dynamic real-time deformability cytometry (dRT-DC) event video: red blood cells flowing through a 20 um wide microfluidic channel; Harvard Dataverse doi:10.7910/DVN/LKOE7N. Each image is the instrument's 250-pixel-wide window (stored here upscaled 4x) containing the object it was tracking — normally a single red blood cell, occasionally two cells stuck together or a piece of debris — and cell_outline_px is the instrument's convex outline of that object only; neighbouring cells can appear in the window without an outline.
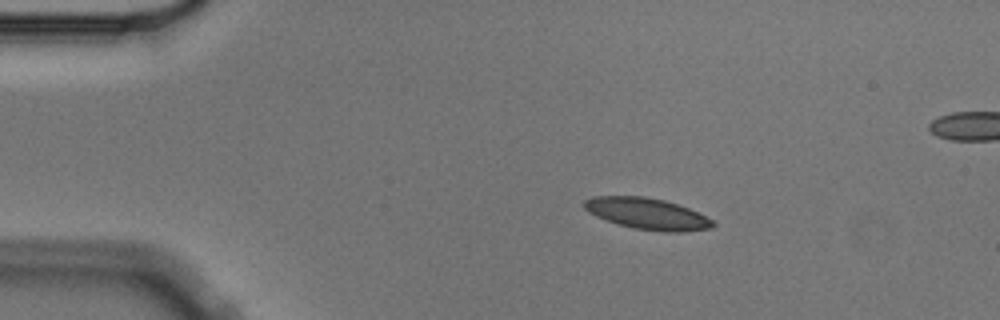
{"species": "Egyptian fruit bat (a non-hibernating species)", "species_latin": "Rousettus aegyptiacus", "temperature_condition": "cold", "stored_images_in_passage": 14, "camera_frame_rate_fps": 3000, "um_per_image_px": 0.085, "animal": {"sex": "male"}, "frame": {"image": 1, "passage_image": 1, "time_ms": 0.0, "image_size_px": [1000, 320], "cell_outline_px": [[716, 224], [712, 228], [680, 232], [664, 232], [632, 228], [596, 216], [588, 212], [584, 208], [584, 200], [592, 196], [644, 196], [664, 200], [688, 208], [712, 220]], "centroid_in_image_um": [55.0, 18.16], "position_along_channel_um": 30.0, "area_um2": 23.29}}
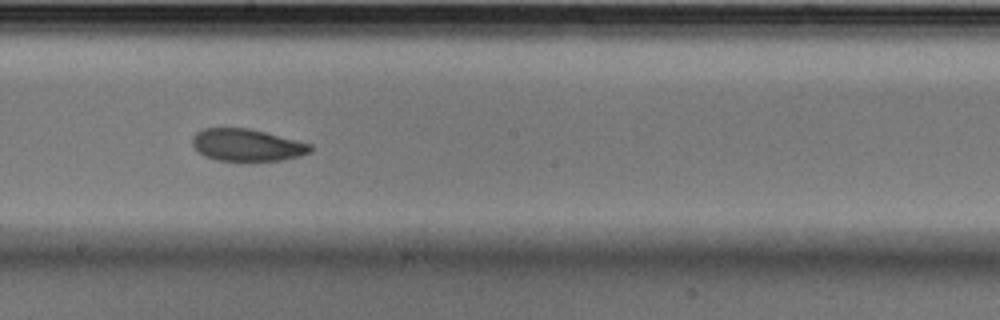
{"frame": {"image": 2, "passage_image": 7, "time_ms": 2.0, "image_size_px": [1000, 320], "cell_outline_px": [[312, 152], [300, 156], [284, 160], [248, 164], [244, 164], [216, 160], [204, 156], [192, 144], [192, 136], [196, 132], [204, 128], [248, 128], [312, 144]], "centroid_in_image_um": [21.0, 12.39], "position_along_channel_um": 227.2, "area_um2": 23.0}}
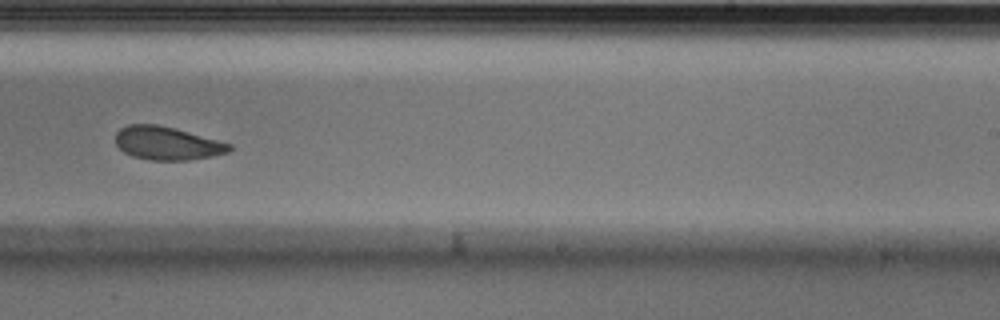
{"frame": {"image": 3, "passage_image": 8, "time_ms": 2.333, "image_size_px": [1000, 320], "cell_outline_px": [[232, 148], [228, 152], [212, 156], [188, 160], [148, 160], [132, 156], [124, 152], [116, 144], [116, 132], [120, 128], [128, 124], [156, 124], [172, 128], [232, 144]], "centroid_in_image_um": [14.17, 12.18], "position_along_channel_um": 274.8, "area_um2": 21.85}}